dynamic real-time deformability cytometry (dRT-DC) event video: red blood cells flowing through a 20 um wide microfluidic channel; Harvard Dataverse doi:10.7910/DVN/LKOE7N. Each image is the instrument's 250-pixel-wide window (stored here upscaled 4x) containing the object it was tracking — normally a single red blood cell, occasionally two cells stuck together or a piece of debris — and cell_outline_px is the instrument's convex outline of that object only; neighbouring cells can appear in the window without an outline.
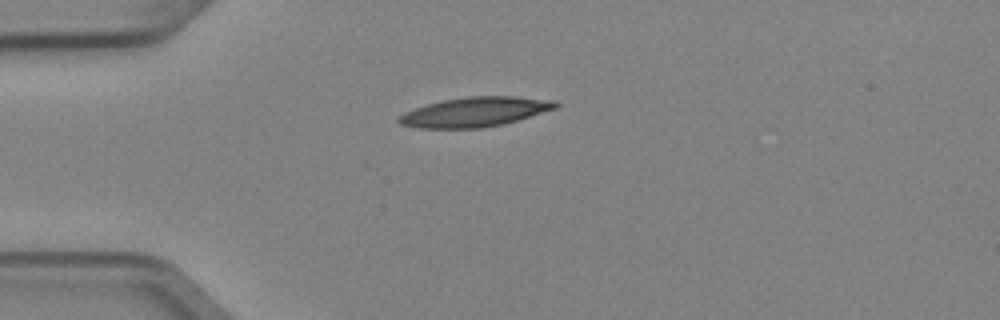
{"species": "Egyptian fruit bat (a non-hibernating species)", "species_latin": "Rousettus aegyptiacus", "temperature_condition": "cold", "stored_images_in_passage": 1, "camera_frame_rate_fps": 3000, "um_per_image_px": 0.085, "animal": {"sex": "female"}, "frame": {"image": 1, "passage_image": 1, "time_ms": 0.0, "image_size_px": [1000, 320], "cell_outline_px": [[560, 104], [556, 108], [504, 124], [484, 128], [416, 128], [400, 124], [396, 120], [404, 112], [428, 104], [444, 100], [468, 96], [516, 96], [556, 100]], "centroid_in_image_um": [40.39, 9.51], "position_along_channel_um": 44.6, "area_um2": 27.05}}